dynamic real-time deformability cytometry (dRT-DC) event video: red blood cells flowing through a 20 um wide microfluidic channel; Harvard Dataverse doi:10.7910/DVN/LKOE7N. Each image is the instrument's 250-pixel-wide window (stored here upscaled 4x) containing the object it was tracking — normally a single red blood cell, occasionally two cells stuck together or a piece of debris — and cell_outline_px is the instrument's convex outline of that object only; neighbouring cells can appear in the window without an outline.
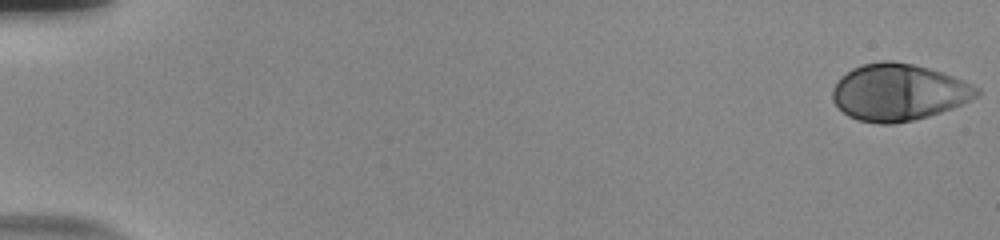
{"species": "human", "species_latin": "Homo sapiens", "temperature_condition": "room temperature", "stored_images_in_passage": 7, "camera_frame_rate_fps": 3000, "um_per_image_px": 0.085, "donor": {"sex": "male"}, "frame": {"image": 1, "passage_image": 1, "time_ms": 0.0, "image_size_px": [1000, 240], "cell_outline_px": [[980, 92], [972, 100], [952, 108], [928, 116], [912, 120], [892, 124], [880, 124], [856, 120], [848, 116], [832, 100], [832, 88], [840, 76], [852, 68], [864, 64], [884, 60], [892, 60], [912, 64], [928, 68], [964, 80], [980, 88]], "centroid_in_image_um": [76.36, 7.84], "position_along_channel_um": 8.6, "area_um2": 47.8}}